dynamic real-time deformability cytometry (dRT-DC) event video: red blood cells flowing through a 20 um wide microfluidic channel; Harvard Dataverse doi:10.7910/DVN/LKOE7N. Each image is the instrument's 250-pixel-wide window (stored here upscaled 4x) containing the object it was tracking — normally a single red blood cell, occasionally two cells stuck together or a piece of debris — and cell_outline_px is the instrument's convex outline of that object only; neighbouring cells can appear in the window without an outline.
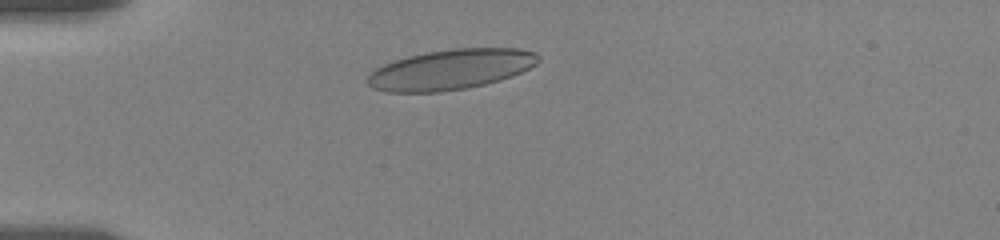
{"species": "human", "species_latin": "Homo sapiens", "temperature_condition": "room temperature", "stored_images_in_passage": 44, "camera_frame_rate_fps": 3000, "um_per_image_px": 0.085, "donor": {"sex": "female"}, "frame": {"image": 1, "passage_image": 8, "time_ms": 2.333, "image_size_px": [1000, 240], "cell_outline_px": [[540, 60], [536, 64], [512, 76], [500, 80], [468, 88], [440, 92], [388, 92], [372, 88], [368, 84], [368, 76], [376, 68], [384, 64], [408, 56], [428, 52], [452, 48], [520, 48], [536, 52], [540, 56]], "centroid_in_image_um": [38.34, 5.9], "position_along_channel_um": 46.7, "area_um2": 40.0}}
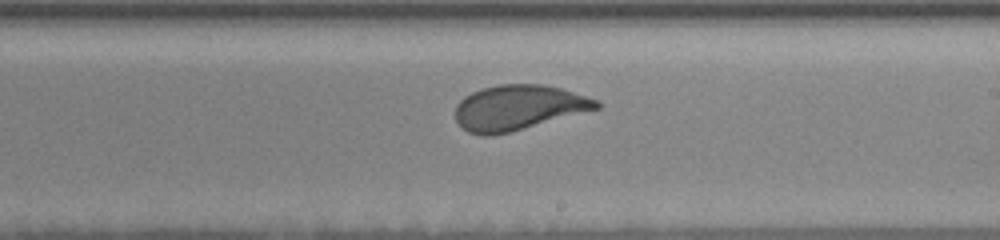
{"frame": {"image": 2, "passage_image": 27, "time_ms": 8.667, "image_size_px": [1000, 240], "cell_outline_px": [[600, 108], [508, 132], [492, 136], [480, 136], [468, 132], [456, 120], [456, 104], [464, 96], [472, 92], [484, 88], [500, 84], [544, 84], [560, 88], [596, 100], [600, 104]], "centroid_in_image_um": [44.01, 9.14], "position_along_channel_um": 245.0, "area_um2": 36.59}}
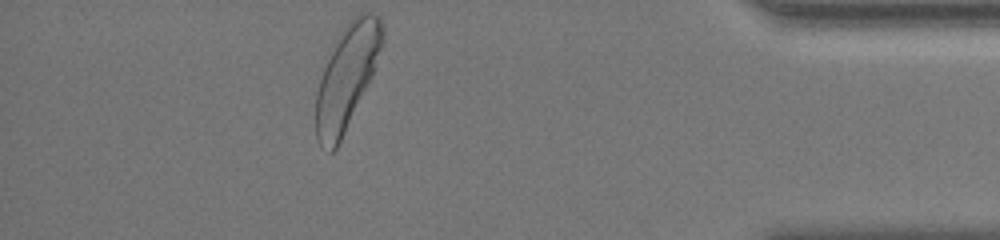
{"frame": {"image": 3, "passage_image": 44, "time_ms": 14.333, "image_size_px": [1000, 240], "cell_outline_px": [[384, 36], [372, 76], [336, 148], [332, 152], [328, 152], [316, 140], [316, 92], [332, 44], [340, 32], [360, 12], [372, 12], [380, 16], [384, 28]], "centroid_in_image_um": [29.47, 6.51], "position_along_channel_um": 405.7, "area_um2": 39.65}, "authors_computed_cell_mechanics": {"area_um2": 38.0035, "velocity_mm_per_s": 3.5021, "shape_relaxation_time_tau1_ms": 4.4482, "shape_relaxation_time_tau2_ms": null, "deformation_change_tau1": 0.1477, "deformation_change_tau2": null}}